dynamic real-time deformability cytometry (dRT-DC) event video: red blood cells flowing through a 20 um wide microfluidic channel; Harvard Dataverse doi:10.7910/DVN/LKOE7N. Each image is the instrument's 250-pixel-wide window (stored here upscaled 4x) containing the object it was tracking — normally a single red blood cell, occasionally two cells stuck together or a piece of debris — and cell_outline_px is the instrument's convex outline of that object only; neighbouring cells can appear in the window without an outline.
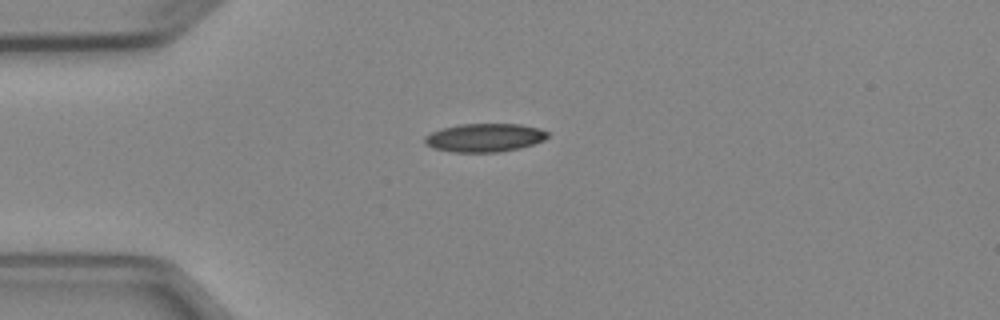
{"species": "Egyptian fruit bat (a non-hibernating species)", "species_latin": "Rousettus aegyptiacus", "temperature_condition": "cold", "stored_images_in_passage": 2, "camera_frame_rate_fps": 3000, "um_per_image_px": 0.085, "animal": {"sex": "female"}, "frame": {"image": 1, "passage_image": 1, "time_ms": 0.0, "image_size_px": [1000, 320], "cell_outline_px": [[548, 136], [544, 140], [520, 148], [500, 152], [452, 152], [432, 148], [424, 144], [424, 136], [440, 128], [460, 124], [520, 124], [540, 128], [548, 132]], "centroid_in_image_um": [41.16, 11.7], "position_along_channel_um": 43.8, "area_um2": 20.52}}